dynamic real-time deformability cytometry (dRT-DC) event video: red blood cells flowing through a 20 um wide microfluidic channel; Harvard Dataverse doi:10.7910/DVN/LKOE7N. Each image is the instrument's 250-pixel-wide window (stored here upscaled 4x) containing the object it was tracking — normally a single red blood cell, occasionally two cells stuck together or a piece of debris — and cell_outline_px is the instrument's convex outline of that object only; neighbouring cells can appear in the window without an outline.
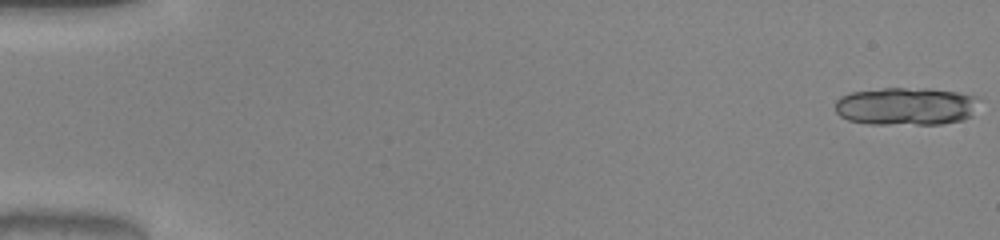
{"species": "common noctule bat (a hibernating species)", "species_latin": "Nyctalus noctula", "temperature_condition": "warm", "stored_images_in_passage": 14, "camera_frame_rate_fps": 3000, "um_per_image_px": 0.085, "animal": {"sex": "male", "body_mass_g": 20.0, "forearm_length_mm": 53.3}, "frame": {"image": 1, "passage_image": 1, "time_ms": 0.0, "image_size_px": [1000, 240], "cell_outline_px": [[960, 116], [952, 120], [920, 120], [864, 92], [944, 92], [960, 96]], "centroid_in_image_um": [78.48, 8.85], "position_along_channel_um": 6.5, "area_um2": 13.41}}
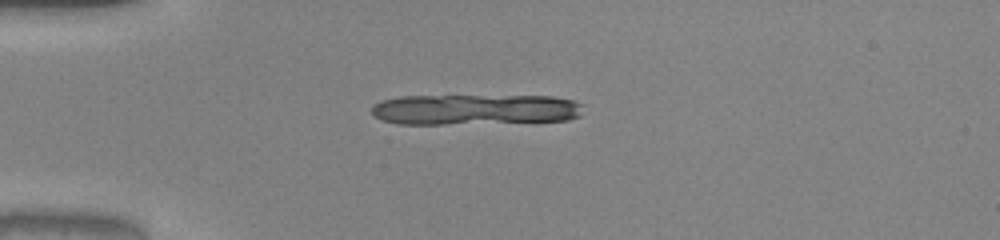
{"frame": {"image": 2, "passage_image": 14, "time_ms": 4.333, "image_size_px": [1000, 240], "cell_outline_px": [[572, 116], [556, 120], [508, 120], [476, 100], [564, 100], [568, 104]], "centroid_in_image_um": [45.01, 9.29], "position_along_channel_um": 40.0, "area_um2": 10.98}}